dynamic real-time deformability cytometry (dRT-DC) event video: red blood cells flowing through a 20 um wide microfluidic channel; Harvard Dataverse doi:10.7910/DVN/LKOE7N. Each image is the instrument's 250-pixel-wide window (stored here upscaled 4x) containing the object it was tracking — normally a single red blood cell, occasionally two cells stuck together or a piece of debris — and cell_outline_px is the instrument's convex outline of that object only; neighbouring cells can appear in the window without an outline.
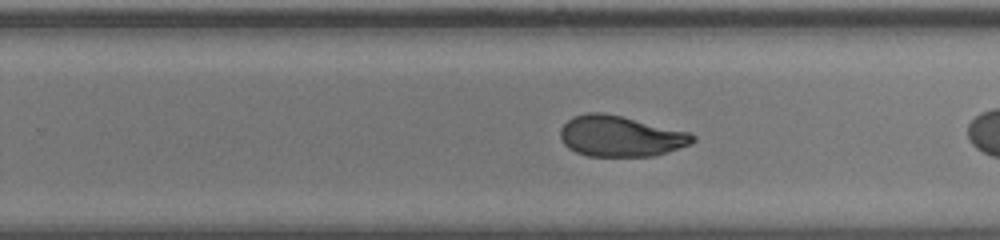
{"species": "human", "species_latin": "Homo sapiens", "temperature_condition": "room temperature", "stored_images_in_passage": 23, "camera_frame_rate_fps": 3000, "um_per_image_px": 0.085, "donor": {"sex": "male"}, "frame": {"image": 1, "passage_image": 14, "time_ms": 4.333, "image_size_px": [1000, 240], "cell_outline_px": [[696, 140], [692, 144], [652, 156], [588, 156], [576, 152], [568, 148], [564, 144], [560, 136], [560, 128], [572, 116], [588, 112], [604, 112], [688, 132], [696, 136]], "centroid_in_image_um": [52.71, 11.57], "position_along_channel_um": 277.1, "area_um2": 31.39}}
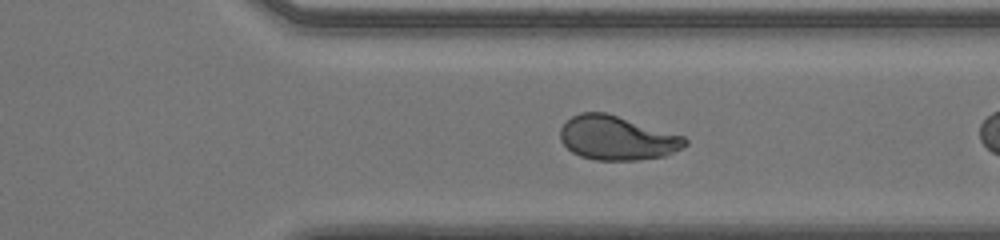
{"frame": {"image": 2, "passage_image": 20, "time_ms": 6.333, "image_size_px": [1000, 240], "cell_outline_px": [[688, 144], [664, 156], [636, 160], [596, 160], [580, 156], [572, 152], [560, 140], [560, 128], [572, 116], [580, 112], [604, 112], [684, 136], [688, 140]], "centroid_in_image_um": [52.42, 11.73], "position_along_channel_um": 359.0, "area_um2": 31.79}}